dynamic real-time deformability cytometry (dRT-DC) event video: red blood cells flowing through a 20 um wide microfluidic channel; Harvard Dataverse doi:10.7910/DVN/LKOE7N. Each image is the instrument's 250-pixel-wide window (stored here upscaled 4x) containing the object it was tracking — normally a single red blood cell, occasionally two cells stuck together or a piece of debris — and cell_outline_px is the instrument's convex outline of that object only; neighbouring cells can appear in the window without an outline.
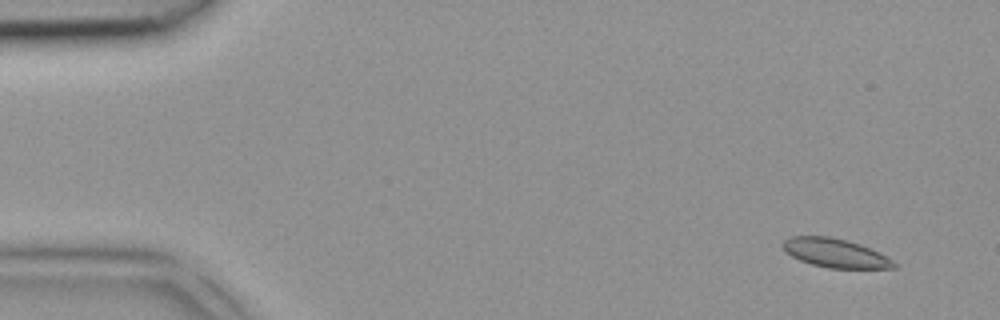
{"species": "common noctule bat (a hibernating species)", "species_latin": "Nyctalus noctula", "temperature_condition": "room temperature", "stored_images_in_passage": 4, "camera_frame_rate_fps": 3000, "um_per_image_px": 0.085, "animal": {"sex": "female", "body_mass_g": 18.4}, "frame": {"image": 1, "passage_image": 1, "time_ms": 0.0, "image_size_px": [1000, 320], "cell_outline_px": [[896, 268], [828, 268], [812, 264], [800, 260], [784, 252], [780, 244], [784, 240], [792, 236], [828, 236], [860, 244], [880, 252], [892, 260], [896, 264]], "centroid_in_image_um": [70.96, 21.5], "position_along_channel_um": 14.0, "area_um2": 18.67}}
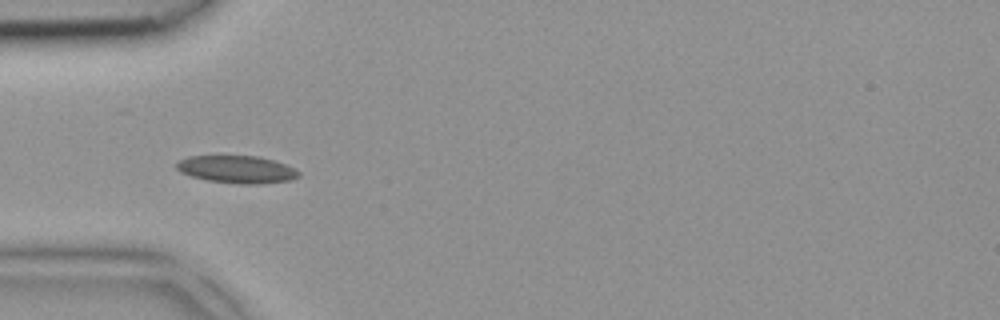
{"frame": {"image": 2, "passage_image": 3, "time_ms": 0.667, "image_size_px": [1000, 320], "cell_outline_px": [[300, 176], [292, 180], [260, 184], [240, 184], [208, 180], [192, 176], [180, 172], [176, 168], [176, 164], [180, 160], [188, 156], [260, 156], [284, 164], [300, 172]], "centroid_in_image_um": [20.14, 14.4], "position_along_channel_um": 64.9, "area_um2": 19.48}}